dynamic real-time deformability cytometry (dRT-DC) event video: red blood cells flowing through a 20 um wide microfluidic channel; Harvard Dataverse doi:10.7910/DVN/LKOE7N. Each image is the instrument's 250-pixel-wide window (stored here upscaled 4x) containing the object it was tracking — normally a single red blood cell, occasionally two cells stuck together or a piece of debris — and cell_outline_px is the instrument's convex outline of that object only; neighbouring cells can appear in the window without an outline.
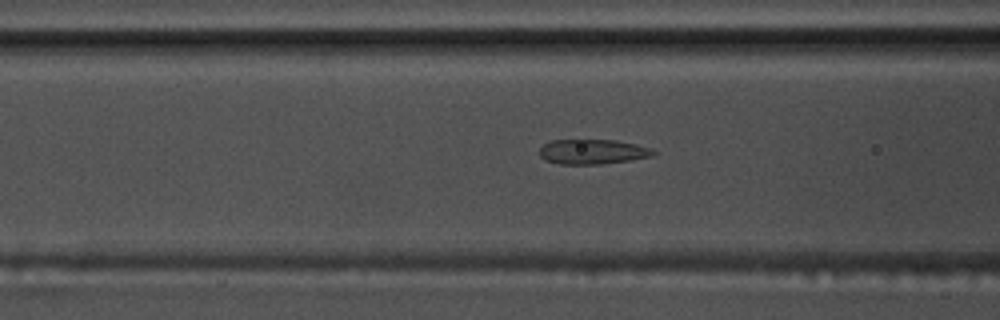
{"species": "common noctule bat (a hibernating species)", "species_latin": "Nyctalus noctula", "temperature_condition": "warm", "stored_images_in_passage": 45, "camera_frame_rate_fps": 3000, "um_per_image_px": 0.085, "animal": {"sex": "male", "body_mass_g": 17.5, "forearm_length_mm": 52.3}, "frame": {"image": 1, "passage_image": 22, "time_ms": 7.0, "image_size_px": [1000, 320], "cell_outline_px": [[656, 152], [652, 156], [628, 160], [600, 164], [560, 164], [544, 160], [540, 156], [540, 148], [544, 144], [552, 140], [616, 140], [636, 144], [652, 148]], "centroid_in_image_um": [50.36, 12.89], "position_along_channel_um": 116.2, "area_um2": 16.42}}
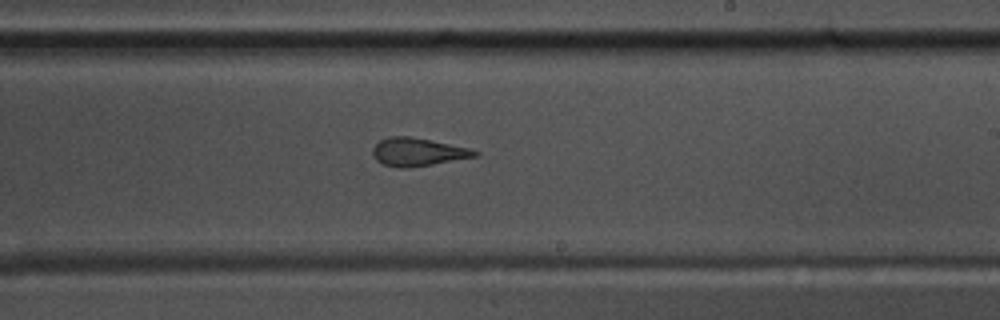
{"frame": {"image": 2, "passage_image": 33, "time_ms": 10.667, "image_size_px": [1000, 320], "cell_outline_px": [[480, 152], [476, 156], [432, 164], [408, 168], [400, 168], [384, 164], [376, 160], [372, 156], [372, 148], [380, 140], [388, 136], [408, 136], [468, 148]], "centroid_in_image_um": [35.44, 12.92], "position_along_channel_um": 253.6, "area_um2": 16.42}}
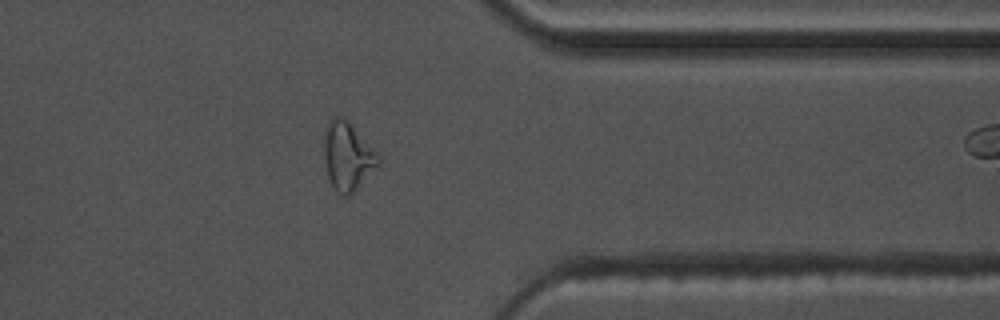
{"frame": {"image": 3, "passage_image": 44, "time_ms": 14.333, "image_size_px": [1000, 320], "cell_outline_px": [[380, 164], [348, 196], [344, 196], [332, 184], [328, 176], [324, 152], [324, 140], [328, 120], [336, 116], [340, 116], [380, 156]], "centroid_in_image_um": [29.53, 13.29], "position_along_channel_um": 381.9, "area_um2": 20.46}}